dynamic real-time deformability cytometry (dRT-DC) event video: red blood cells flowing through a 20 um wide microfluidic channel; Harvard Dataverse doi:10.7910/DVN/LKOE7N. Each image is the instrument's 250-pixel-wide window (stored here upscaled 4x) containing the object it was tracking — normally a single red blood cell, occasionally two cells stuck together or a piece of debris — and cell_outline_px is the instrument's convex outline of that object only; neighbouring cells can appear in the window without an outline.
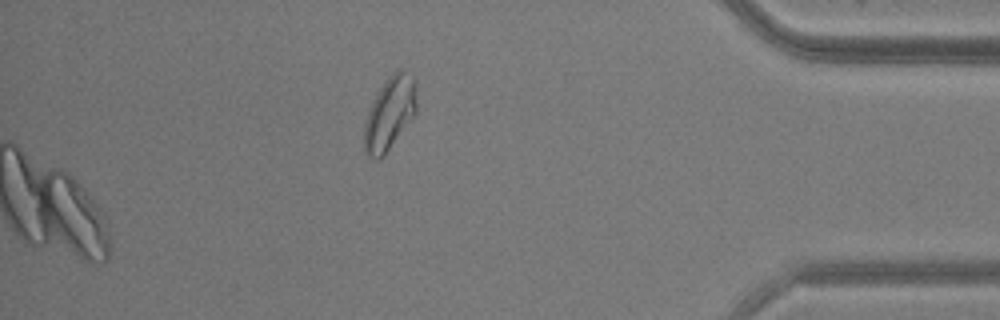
{"species": "common noctule bat (a hibernating species)", "species_latin": "Nyctalus noctula", "temperature_condition": "warm", "stored_images_in_passage": 43, "camera_frame_rate_fps": 3000, "um_per_image_px": 0.085, "animal": {"sex": "male", "body_mass_g": 20.5, "forearm_length_mm": 52.5}, "frame": {"image": 1, "passage_image": 43, "time_ms": 14.0, "image_size_px": [1000, 320], "cell_outline_px": [[416, 112], [384, 156], [380, 160], [376, 160], [368, 156], [364, 152], [364, 120], [372, 100], [388, 76], [396, 68], [404, 68], [416, 80]], "centroid_in_image_um": [33.11, 9.6], "position_along_channel_um": 402.1, "area_um2": 22.72}}